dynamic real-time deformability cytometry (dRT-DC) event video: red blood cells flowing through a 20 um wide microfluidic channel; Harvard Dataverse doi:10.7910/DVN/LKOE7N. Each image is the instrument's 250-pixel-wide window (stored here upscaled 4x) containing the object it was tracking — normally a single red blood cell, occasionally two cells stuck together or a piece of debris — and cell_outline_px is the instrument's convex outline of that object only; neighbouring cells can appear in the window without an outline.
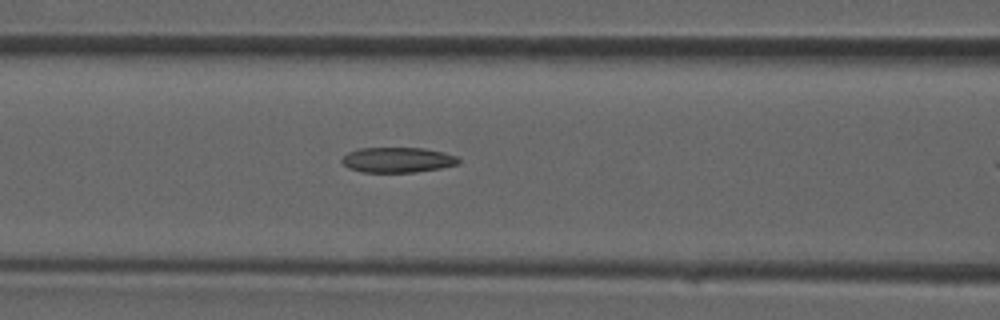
{"species": "common noctule bat (a hibernating species)", "species_latin": "Nyctalus noctula", "temperature_condition": "room temperature", "stored_images_in_passage": 11, "camera_frame_rate_fps": 3000, "um_per_image_px": 0.085, "animal": {"sex": "male", "forearm_length_mm": 52.5}, "frame": {"image": 1, "passage_image": 8, "time_ms": 2.333, "image_size_px": [1000, 320], "cell_outline_px": [[460, 164], [440, 168], [416, 172], [360, 172], [348, 168], [340, 160], [348, 152], [360, 148], [424, 148], [444, 152], [456, 156], [460, 160]], "centroid_in_image_um": [33.8, 13.59], "position_along_channel_um": 132.8, "area_um2": 17.22}}
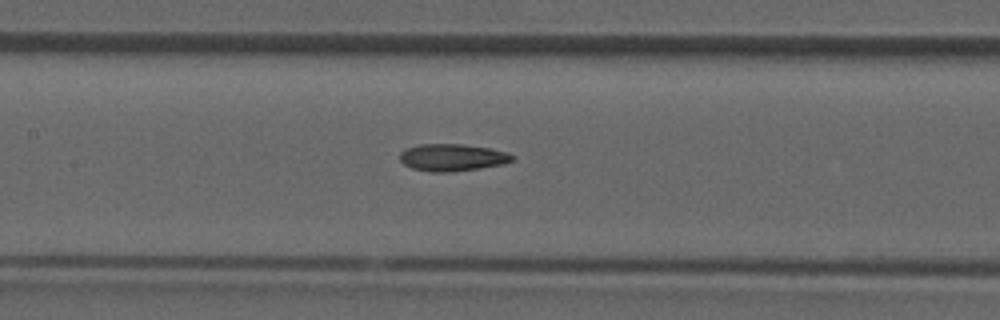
{"frame": {"image": 2, "passage_image": 10, "time_ms": 3.0, "image_size_px": [1000, 320], "cell_outline_px": [[516, 156], [512, 160], [504, 164], [480, 168], [448, 172], [432, 172], [412, 168], [404, 164], [400, 160], [400, 152], [408, 148], [420, 144], [464, 144], [488, 148], [508, 152]], "centroid_in_image_um": [38.47, 13.38], "position_along_channel_um": 168.9, "area_um2": 17.74}}